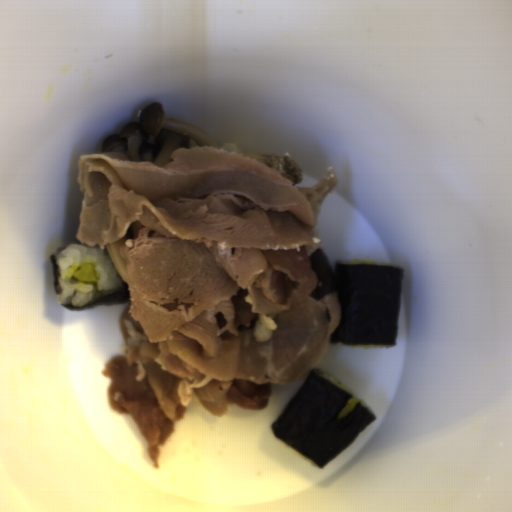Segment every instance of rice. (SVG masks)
Here are the masks:
<instances>
[{
    "label": "rice",
    "mask_w": 512,
    "mask_h": 512,
    "mask_svg": "<svg viewBox=\"0 0 512 512\" xmlns=\"http://www.w3.org/2000/svg\"><path fill=\"white\" fill-rule=\"evenodd\" d=\"M93 264L99 281H80L72 277L84 263ZM56 302L84 307L112 294L123 286V281L107 251L103 247H89L71 243L57 256Z\"/></svg>",
    "instance_id": "obj_1"
},
{
    "label": "rice",
    "mask_w": 512,
    "mask_h": 512,
    "mask_svg": "<svg viewBox=\"0 0 512 512\" xmlns=\"http://www.w3.org/2000/svg\"><path fill=\"white\" fill-rule=\"evenodd\" d=\"M320 376L322 378H324L325 380L329 381L330 383L334 384L335 386L339 387L340 389L344 390L345 392H347L348 394H350L351 396L355 397L357 400H359L361 402V404L366 408L368 409L371 413H372V410H371V407L369 404H367L366 402H364L363 400H361L360 398H358L356 396V394L350 390L345 384H343L341 381H339L338 379H336L334 376H332L331 374L327 373V372H323L322 374H320Z\"/></svg>",
    "instance_id": "obj_2"
},
{
    "label": "rice",
    "mask_w": 512,
    "mask_h": 512,
    "mask_svg": "<svg viewBox=\"0 0 512 512\" xmlns=\"http://www.w3.org/2000/svg\"><path fill=\"white\" fill-rule=\"evenodd\" d=\"M370 265H379V266H387V267H396V265H392V264H388V263H385V262H374L371 263Z\"/></svg>",
    "instance_id": "obj_3"
},
{
    "label": "rice",
    "mask_w": 512,
    "mask_h": 512,
    "mask_svg": "<svg viewBox=\"0 0 512 512\" xmlns=\"http://www.w3.org/2000/svg\"><path fill=\"white\" fill-rule=\"evenodd\" d=\"M353 260V259H352ZM352 260H349V261H345L341 264H350V265H365V262H357V263H352Z\"/></svg>",
    "instance_id": "obj_4"
}]
</instances>
